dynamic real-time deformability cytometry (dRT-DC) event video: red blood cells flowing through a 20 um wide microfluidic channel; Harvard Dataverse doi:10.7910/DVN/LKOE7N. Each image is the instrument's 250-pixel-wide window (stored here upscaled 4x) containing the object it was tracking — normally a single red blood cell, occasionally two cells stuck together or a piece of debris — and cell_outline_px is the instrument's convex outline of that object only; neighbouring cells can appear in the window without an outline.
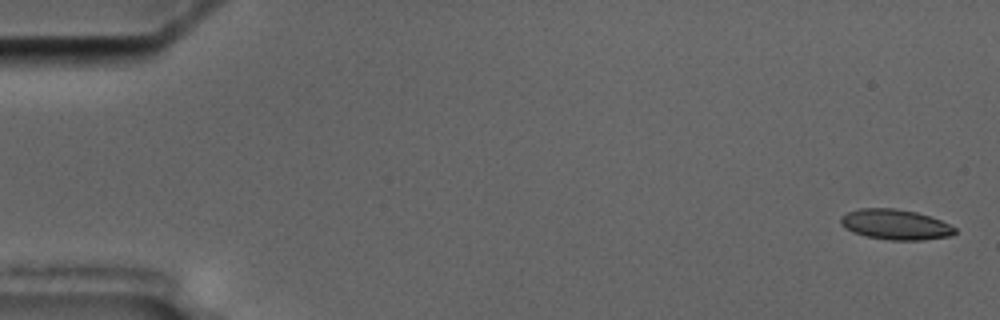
{"species": "common noctule bat (a hibernating species)", "species_latin": "Nyctalus noctula", "temperature_condition": "cold", "stored_images_in_passage": 5, "camera_frame_rate_fps": 3000, "um_per_image_px": 0.085, "animal": {"sex": "male", "body_mass_g": 17.5, "forearm_length_mm": 52.3}, "frame": {"image": 1, "passage_image": 1, "time_ms": 0.0, "image_size_px": [1000, 320], "cell_outline_px": [[956, 232], [952, 236], [924, 240], [892, 240], [868, 236], [852, 232], [844, 228], [840, 224], [840, 216], [848, 212], [860, 208], [892, 208], [916, 212], [940, 220], [956, 228]], "centroid_in_image_um": [76.09, 19.08], "position_along_channel_um": 8.9, "area_um2": 20.11}}
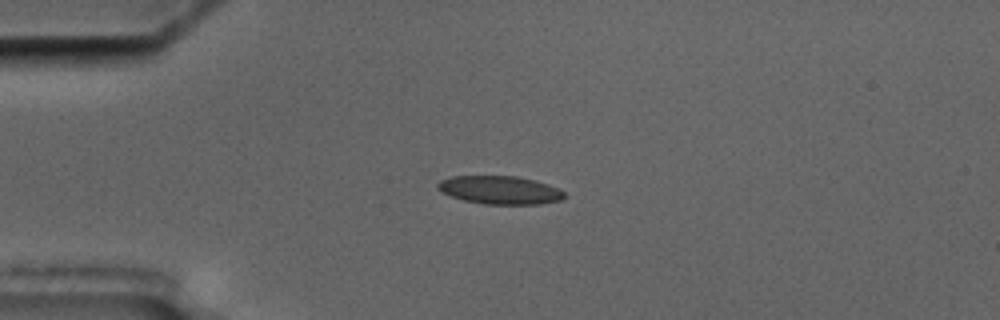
{"frame": {"image": 2, "passage_image": 4, "time_ms": 4.333, "image_size_px": [1000, 320], "cell_outline_px": [[564, 196], [560, 200], [540, 204], [484, 204], [464, 200], [440, 192], [436, 188], [436, 184], [440, 180], [452, 176], [516, 176], [536, 180], [548, 184], [564, 192]], "centroid_in_image_um": [42.45, 16.14], "position_along_channel_um": 42.6, "area_um2": 20.81}}